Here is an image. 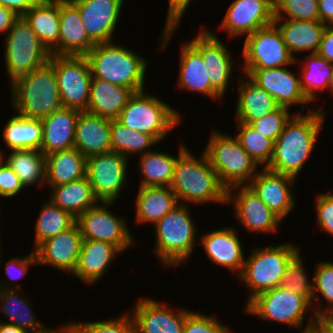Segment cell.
Wrapping results in <instances>:
<instances>
[{"mask_svg": "<svg viewBox=\"0 0 333 333\" xmlns=\"http://www.w3.org/2000/svg\"><path fill=\"white\" fill-rule=\"evenodd\" d=\"M324 117L322 110L293 113L274 142L273 157L266 168L296 178L314 149Z\"/></svg>", "mask_w": 333, "mask_h": 333, "instance_id": "6da1fadb", "label": "cell"}, {"mask_svg": "<svg viewBox=\"0 0 333 333\" xmlns=\"http://www.w3.org/2000/svg\"><path fill=\"white\" fill-rule=\"evenodd\" d=\"M200 159V160H199ZM197 159L184 145L180 146L170 188L178 202L196 204L227 203V189L209 164L205 153Z\"/></svg>", "mask_w": 333, "mask_h": 333, "instance_id": "7a4b0ae2", "label": "cell"}, {"mask_svg": "<svg viewBox=\"0 0 333 333\" xmlns=\"http://www.w3.org/2000/svg\"><path fill=\"white\" fill-rule=\"evenodd\" d=\"M118 45L98 43L89 51L86 57L92 77L126 87L133 93L144 90L148 61Z\"/></svg>", "mask_w": 333, "mask_h": 333, "instance_id": "3957f363", "label": "cell"}, {"mask_svg": "<svg viewBox=\"0 0 333 333\" xmlns=\"http://www.w3.org/2000/svg\"><path fill=\"white\" fill-rule=\"evenodd\" d=\"M10 88L13 108L23 117L43 119L62 108L56 74L49 61Z\"/></svg>", "mask_w": 333, "mask_h": 333, "instance_id": "277c9868", "label": "cell"}, {"mask_svg": "<svg viewBox=\"0 0 333 333\" xmlns=\"http://www.w3.org/2000/svg\"><path fill=\"white\" fill-rule=\"evenodd\" d=\"M299 251L293 243L256 247L252 251L238 276L250 290L247 304L257 295L281 285L287 264Z\"/></svg>", "mask_w": 333, "mask_h": 333, "instance_id": "5b68a950", "label": "cell"}, {"mask_svg": "<svg viewBox=\"0 0 333 333\" xmlns=\"http://www.w3.org/2000/svg\"><path fill=\"white\" fill-rule=\"evenodd\" d=\"M179 203L155 225L156 245L154 251L163 265H179L194 250L196 227L190 218L187 205Z\"/></svg>", "mask_w": 333, "mask_h": 333, "instance_id": "8992f818", "label": "cell"}, {"mask_svg": "<svg viewBox=\"0 0 333 333\" xmlns=\"http://www.w3.org/2000/svg\"><path fill=\"white\" fill-rule=\"evenodd\" d=\"M209 164L216 171L226 189L246 185L253 179L258 163L246 152L235 136L213 132L204 151Z\"/></svg>", "mask_w": 333, "mask_h": 333, "instance_id": "52a82bcc", "label": "cell"}, {"mask_svg": "<svg viewBox=\"0 0 333 333\" xmlns=\"http://www.w3.org/2000/svg\"><path fill=\"white\" fill-rule=\"evenodd\" d=\"M180 115L173 107L145 90L134 92L116 119L129 129L152 136L157 142L166 137L180 123Z\"/></svg>", "mask_w": 333, "mask_h": 333, "instance_id": "ba28073f", "label": "cell"}, {"mask_svg": "<svg viewBox=\"0 0 333 333\" xmlns=\"http://www.w3.org/2000/svg\"><path fill=\"white\" fill-rule=\"evenodd\" d=\"M5 47V66L11 87L46 64L51 55L23 16L14 21L6 34Z\"/></svg>", "mask_w": 333, "mask_h": 333, "instance_id": "9c48e42d", "label": "cell"}, {"mask_svg": "<svg viewBox=\"0 0 333 333\" xmlns=\"http://www.w3.org/2000/svg\"><path fill=\"white\" fill-rule=\"evenodd\" d=\"M62 107L87 111L90 97L91 69L86 56L50 55Z\"/></svg>", "mask_w": 333, "mask_h": 333, "instance_id": "30bf717a", "label": "cell"}, {"mask_svg": "<svg viewBox=\"0 0 333 333\" xmlns=\"http://www.w3.org/2000/svg\"><path fill=\"white\" fill-rule=\"evenodd\" d=\"M308 307L313 309L306 298L279 286L257 295L246 305L244 312L257 315L265 321L302 328Z\"/></svg>", "mask_w": 333, "mask_h": 333, "instance_id": "8fae6325", "label": "cell"}, {"mask_svg": "<svg viewBox=\"0 0 333 333\" xmlns=\"http://www.w3.org/2000/svg\"><path fill=\"white\" fill-rule=\"evenodd\" d=\"M243 69L280 68L295 63L282 34L273 22L246 36Z\"/></svg>", "mask_w": 333, "mask_h": 333, "instance_id": "7c38bea8", "label": "cell"}, {"mask_svg": "<svg viewBox=\"0 0 333 333\" xmlns=\"http://www.w3.org/2000/svg\"><path fill=\"white\" fill-rule=\"evenodd\" d=\"M127 161V157L115 151L87 158L86 177L100 202H115L120 196L126 183Z\"/></svg>", "mask_w": 333, "mask_h": 333, "instance_id": "4fadbf2b", "label": "cell"}, {"mask_svg": "<svg viewBox=\"0 0 333 333\" xmlns=\"http://www.w3.org/2000/svg\"><path fill=\"white\" fill-rule=\"evenodd\" d=\"M99 203H102L101 205ZM76 218L83 240H99L115 245L121 252L133 245L124 218H118L108 209L114 202H99Z\"/></svg>", "mask_w": 333, "mask_h": 333, "instance_id": "5bb4252c", "label": "cell"}, {"mask_svg": "<svg viewBox=\"0 0 333 333\" xmlns=\"http://www.w3.org/2000/svg\"><path fill=\"white\" fill-rule=\"evenodd\" d=\"M243 71L245 76L269 93L279 106L290 108V105L302 104L303 111L304 106L310 102L301 88L300 79L284 67Z\"/></svg>", "mask_w": 333, "mask_h": 333, "instance_id": "9a60e30c", "label": "cell"}, {"mask_svg": "<svg viewBox=\"0 0 333 333\" xmlns=\"http://www.w3.org/2000/svg\"><path fill=\"white\" fill-rule=\"evenodd\" d=\"M274 21V0H234L221 23L230 37L255 32Z\"/></svg>", "mask_w": 333, "mask_h": 333, "instance_id": "2e32d148", "label": "cell"}, {"mask_svg": "<svg viewBox=\"0 0 333 333\" xmlns=\"http://www.w3.org/2000/svg\"><path fill=\"white\" fill-rule=\"evenodd\" d=\"M189 43L201 54L211 87L223 97L234 64L227 47L208 30L199 32Z\"/></svg>", "mask_w": 333, "mask_h": 333, "instance_id": "e0dca14e", "label": "cell"}, {"mask_svg": "<svg viewBox=\"0 0 333 333\" xmlns=\"http://www.w3.org/2000/svg\"><path fill=\"white\" fill-rule=\"evenodd\" d=\"M82 235L77 223L52 236L35 247L38 264L54 266L63 272L73 273L79 258Z\"/></svg>", "mask_w": 333, "mask_h": 333, "instance_id": "ac0fdd59", "label": "cell"}, {"mask_svg": "<svg viewBox=\"0 0 333 333\" xmlns=\"http://www.w3.org/2000/svg\"><path fill=\"white\" fill-rule=\"evenodd\" d=\"M239 193L234 195L232 190ZM234 203L235 216L246 229L254 232L276 233L281 219L276 216L251 190L248 185H238L227 189V204Z\"/></svg>", "mask_w": 333, "mask_h": 333, "instance_id": "d6986e66", "label": "cell"}, {"mask_svg": "<svg viewBox=\"0 0 333 333\" xmlns=\"http://www.w3.org/2000/svg\"><path fill=\"white\" fill-rule=\"evenodd\" d=\"M124 0H82L74 4L88 37L95 43L113 42V34Z\"/></svg>", "mask_w": 333, "mask_h": 333, "instance_id": "ffe728a7", "label": "cell"}, {"mask_svg": "<svg viewBox=\"0 0 333 333\" xmlns=\"http://www.w3.org/2000/svg\"><path fill=\"white\" fill-rule=\"evenodd\" d=\"M295 178L263 168L247 185L281 220L293 210L295 198L290 186Z\"/></svg>", "mask_w": 333, "mask_h": 333, "instance_id": "44dd1931", "label": "cell"}, {"mask_svg": "<svg viewBox=\"0 0 333 333\" xmlns=\"http://www.w3.org/2000/svg\"><path fill=\"white\" fill-rule=\"evenodd\" d=\"M133 312L136 333H183L185 319L191 313L173 311L150 297L140 299Z\"/></svg>", "mask_w": 333, "mask_h": 333, "instance_id": "7402d4cb", "label": "cell"}, {"mask_svg": "<svg viewBox=\"0 0 333 333\" xmlns=\"http://www.w3.org/2000/svg\"><path fill=\"white\" fill-rule=\"evenodd\" d=\"M201 237V243L210 261L233 270L238 277L243 270L245 259L237 231L233 228L216 229Z\"/></svg>", "mask_w": 333, "mask_h": 333, "instance_id": "603a6c76", "label": "cell"}, {"mask_svg": "<svg viewBox=\"0 0 333 333\" xmlns=\"http://www.w3.org/2000/svg\"><path fill=\"white\" fill-rule=\"evenodd\" d=\"M79 113L77 110L62 107L41 119L43 136L40 151L45 156L74 148Z\"/></svg>", "mask_w": 333, "mask_h": 333, "instance_id": "cb8c5ba5", "label": "cell"}, {"mask_svg": "<svg viewBox=\"0 0 333 333\" xmlns=\"http://www.w3.org/2000/svg\"><path fill=\"white\" fill-rule=\"evenodd\" d=\"M95 43L88 37L78 7L60 0L59 55L86 56Z\"/></svg>", "mask_w": 333, "mask_h": 333, "instance_id": "d4e9b609", "label": "cell"}, {"mask_svg": "<svg viewBox=\"0 0 333 333\" xmlns=\"http://www.w3.org/2000/svg\"><path fill=\"white\" fill-rule=\"evenodd\" d=\"M111 119L83 111L79 113L74 139L76 148L84 157L111 151Z\"/></svg>", "mask_w": 333, "mask_h": 333, "instance_id": "484cf974", "label": "cell"}, {"mask_svg": "<svg viewBox=\"0 0 333 333\" xmlns=\"http://www.w3.org/2000/svg\"><path fill=\"white\" fill-rule=\"evenodd\" d=\"M23 17L46 49L59 55L60 0H39Z\"/></svg>", "mask_w": 333, "mask_h": 333, "instance_id": "4316f807", "label": "cell"}, {"mask_svg": "<svg viewBox=\"0 0 333 333\" xmlns=\"http://www.w3.org/2000/svg\"><path fill=\"white\" fill-rule=\"evenodd\" d=\"M113 244L99 240H83L78 263L73 272L83 283H96L109 268L117 253Z\"/></svg>", "mask_w": 333, "mask_h": 333, "instance_id": "83f0119b", "label": "cell"}, {"mask_svg": "<svg viewBox=\"0 0 333 333\" xmlns=\"http://www.w3.org/2000/svg\"><path fill=\"white\" fill-rule=\"evenodd\" d=\"M132 94L126 87L92 77L87 112L116 120Z\"/></svg>", "mask_w": 333, "mask_h": 333, "instance_id": "f1b7e54d", "label": "cell"}, {"mask_svg": "<svg viewBox=\"0 0 333 333\" xmlns=\"http://www.w3.org/2000/svg\"><path fill=\"white\" fill-rule=\"evenodd\" d=\"M283 20V21H282ZM283 23H282V22ZM291 56L293 52L311 50L310 54H317L324 30L327 25L320 21H301L294 19H274ZM281 22V25L279 24Z\"/></svg>", "mask_w": 333, "mask_h": 333, "instance_id": "f546056e", "label": "cell"}, {"mask_svg": "<svg viewBox=\"0 0 333 333\" xmlns=\"http://www.w3.org/2000/svg\"><path fill=\"white\" fill-rule=\"evenodd\" d=\"M246 77L239 82L238 104L235 109L237 123L250 124L272 113L279 105L269 93Z\"/></svg>", "mask_w": 333, "mask_h": 333, "instance_id": "4dcf8cb0", "label": "cell"}, {"mask_svg": "<svg viewBox=\"0 0 333 333\" xmlns=\"http://www.w3.org/2000/svg\"><path fill=\"white\" fill-rule=\"evenodd\" d=\"M178 85L182 89L205 94L213 99L222 98L210 85L201 54L189 43L182 46Z\"/></svg>", "mask_w": 333, "mask_h": 333, "instance_id": "1f68e13d", "label": "cell"}, {"mask_svg": "<svg viewBox=\"0 0 333 333\" xmlns=\"http://www.w3.org/2000/svg\"><path fill=\"white\" fill-rule=\"evenodd\" d=\"M46 157V182L51 187L86 177V161L76 148L58 151Z\"/></svg>", "mask_w": 333, "mask_h": 333, "instance_id": "d6a6232c", "label": "cell"}, {"mask_svg": "<svg viewBox=\"0 0 333 333\" xmlns=\"http://www.w3.org/2000/svg\"><path fill=\"white\" fill-rule=\"evenodd\" d=\"M178 204L170 187H140L136 198V222L155 225Z\"/></svg>", "mask_w": 333, "mask_h": 333, "instance_id": "836d02e7", "label": "cell"}, {"mask_svg": "<svg viewBox=\"0 0 333 333\" xmlns=\"http://www.w3.org/2000/svg\"><path fill=\"white\" fill-rule=\"evenodd\" d=\"M51 188L53 193L50 200L75 218L100 202L87 177Z\"/></svg>", "mask_w": 333, "mask_h": 333, "instance_id": "e575fe53", "label": "cell"}, {"mask_svg": "<svg viewBox=\"0 0 333 333\" xmlns=\"http://www.w3.org/2000/svg\"><path fill=\"white\" fill-rule=\"evenodd\" d=\"M42 136L41 119L23 117L19 114L8 119L3 130V141L11 150H40Z\"/></svg>", "mask_w": 333, "mask_h": 333, "instance_id": "d590c367", "label": "cell"}, {"mask_svg": "<svg viewBox=\"0 0 333 333\" xmlns=\"http://www.w3.org/2000/svg\"><path fill=\"white\" fill-rule=\"evenodd\" d=\"M5 158V163L15 172L24 187L46 182V157L40 150H12Z\"/></svg>", "mask_w": 333, "mask_h": 333, "instance_id": "8d00e7d4", "label": "cell"}, {"mask_svg": "<svg viewBox=\"0 0 333 333\" xmlns=\"http://www.w3.org/2000/svg\"><path fill=\"white\" fill-rule=\"evenodd\" d=\"M177 157L150 151L140 154V171L144 178L140 187H170Z\"/></svg>", "mask_w": 333, "mask_h": 333, "instance_id": "74e56055", "label": "cell"}, {"mask_svg": "<svg viewBox=\"0 0 333 333\" xmlns=\"http://www.w3.org/2000/svg\"><path fill=\"white\" fill-rule=\"evenodd\" d=\"M16 287L0 286V308L2 312L9 318L11 324H15L19 328L27 332L37 331L44 327L30 309L26 299H22L15 290Z\"/></svg>", "mask_w": 333, "mask_h": 333, "instance_id": "f35d334b", "label": "cell"}, {"mask_svg": "<svg viewBox=\"0 0 333 333\" xmlns=\"http://www.w3.org/2000/svg\"><path fill=\"white\" fill-rule=\"evenodd\" d=\"M307 62L301 65V88L311 102L316 99V91L329 88L333 77V63L318 54H310ZM304 65V66H303Z\"/></svg>", "mask_w": 333, "mask_h": 333, "instance_id": "ab89813d", "label": "cell"}, {"mask_svg": "<svg viewBox=\"0 0 333 333\" xmlns=\"http://www.w3.org/2000/svg\"><path fill=\"white\" fill-rule=\"evenodd\" d=\"M76 218L51 200L42 207L35 225V246L73 226Z\"/></svg>", "mask_w": 333, "mask_h": 333, "instance_id": "60d3db41", "label": "cell"}, {"mask_svg": "<svg viewBox=\"0 0 333 333\" xmlns=\"http://www.w3.org/2000/svg\"><path fill=\"white\" fill-rule=\"evenodd\" d=\"M156 143L158 142L152 136L129 129L120 124L117 120H111V151H115L128 158L131 154L138 152L144 154L148 152L149 147Z\"/></svg>", "mask_w": 333, "mask_h": 333, "instance_id": "b9f144b4", "label": "cell"}, {"mask_svg": "<svg viewBox=\"0 0 333 333\" xmlns=\"http://www.w3.org/2000/svg\"><path fill=\"white\" fill-rule=\"evenodd\" d=\"M238 134L236 135L241 146L260 165L266 168L273 157L274 142L266 138L249 124L237 123Z\"/></svg>", "mask_w": 333, "mask_h": 333, "instance_id": "7bdbcfd3", "label": "cell"}, {"mask_svg": "<svg viewBox=\"0 0 333 333\" xmlns=\"http://www.w3.org/2000/svg\"><path fill=\"white\" fill-rule=\"evenodd\" d=\"M315 274L312 278L313 280V300L319 299L317 292L322 294V297L327 301L330 307H327L322 311V309L313 306V316L317 318L318 321H324L331 313H333V262H321L316 265Z\"/></svg>", "mask_w": 333, "mask_h": 333, "instance_id": "ee69618b", "label": "cell"}, {"mask_svg": "<svg viewBox=\"0 0 333 333\" xmlns=\"http://www.w3.org/2000/svg\"><path fill=\"white\" fill-rule=\"evenodd\" d=\"M298 252L287 264L281 282V287L293 291L294 293L306 298L311 304L313 302V282L309 283L302 257Z\"/></svg>", "mask_w": 333, "mask_h": 333, "instance_id": "f6af8a7d", "label": "cell"}, {"mask_svg": "<svg viewBox=\"0 0 333 333\" xmlns=\"http://www.w3.org/2000/svg\"><path fill=\"white\" fill-rule=\"evenodd\" d=\"M285 18L319 21L318 0H274V19Z\"/></svg>", "mask_w": 333, "mask_h": 333, "instance_id": "bcb514c9", "label": "cell"}, {"mask_svg": "<svg viewBox=\"0 0 333 333\" xmlns=\"http://www.w3.org/2000/svg\"><path fill=\"white\" fill-rule=\"evenodd\" d=\"M290 114L289 108L279 106L272 113L252 121L249 125L266 138L275 142L278 136L282 133L285 124L293 116Z\"/></svg>", "mask_w": 333, "mask_h": 333, "instance_id": "7dc6e473", "label": "cell"}, {"mask_svg": "<svg viewBox=\"0 0 333 333\" xmlns=\"http://www.w3.org/2000/svg\"><path fill=\"white\" fill-rule=\"evenodd\" d=\"M80 323L88 333H136L134 320L128 313L115 320Z\"/></svg>", "mask_w": 333, "mask_h": 333, "instance_id": "c3c4849f", "label": "cell"}, {"mask_svg": "<svg viewBox=\"0 0 333 333\" xmlns=\"http://www.w3.org/2000/svg\"><path fill=\"white\" fill-rule=\"evenodd\" d=\"M183 333H230V331L213 316L191 312L185 319Z\"/></svg>", "mask_w": 333, "mask_h": 333, "instance_id": "681fc988", "label": "cell"}, {"mask_svg": "<svg viewBox=\"0 0 333 333\" xmlns=\"http://www.w3.org/2000/svg\"><path fill=\"white\" fill-rule=\"evenodd\" d=\"M192 0H168V16H167V23L165 25V28L163 30L162 34V41H161V47L164 49L167 44L168 40L171 37V34H173L176 27L179 25L181 18L183 17V13L187 9L188 5L190 4Z\"/></svg>", "mask_w": 333, "mask_h": 333, "instance_id": "f907efd6", "label": "cell"}, {"mask_svg": "<svg viewBox=\"0 0 333 333\" xmlns=\"http://www.w3.org/2000/svg\"><path fill=\"white\" fill-rule=\"evenodd\" d=\"M316 198L317 223L321 230L333 236V194L323 193Z\"/></svg>", "mask_w": 333, "mask_h": 333, "instance_id": "816d5d0a", "label": "cell"}, {"mask_svg": "<svg viewBox=\"0 0 333 333\" xmlns=\"http://www.w3.org/2000/svg\"><path fill=\"white\" fill-rule=\"evenodd\" d=\"M3 156L0 153V195L4 197H13L23 188L18 176L15 172L3 162Z\"/></svg>", "mask_w": 333, "mask_h": 333, "instance_id": "f5cc1de1", "label": "cell"}, {"mask_svg": "<svg viewBox=\"0 0 333 333\" xmlns=\"http://www.w3.org/2000/svg\"><path fill=\"white\" fill-rule=\"evenodd\" d=\"M34 264L38 265V262H37L36 254H35V252L33 250L32 252H30V254L28 255V257L26 256L25 258L23 257V258H20V259L18 257L17 258H11L10 261L7 262V264L5 265V271H6L5 275L11 281L12 280L15 281L17 278L18 279H22L27 274L28 267L30 265H34ZM14 273L15 274L18 273V274L15 275Z\"/></svg>", "mask_w": 333, "mask_h": 333, "instance_id": "db71d44e", "label": "cell"}, {"mask_svg": "<svg viewBox=\"0 0 333 333\" xmlns=\"http://www.w3.org/2000/svg\"><path fill=\"white\" fill-rule=\"evenodd\" d=\"M317 54L333 63V25H327Z\"/></svg>", "mask_w": 333, "mask_h": 333, "instance_id": "11a10c76", "label": "cell"}, {"mask_svg": "<svg viewBox=\"0 0 333 333\" xmlns=\"http://www.w3.org/2000/svg\"><path fill=\"white\" fill-rule=\"evenodd\" d=\"M39 0H0V5L14 11L18 16H23Z\"/></svg>", "mask_w": 333, "mask_h": 333, "instance_id": "9f6ffc18", "label": "cell"}, {"mask_svg": "<svg viewBox=\"0 0 333 333\" xmlns=\"http://www.w3.org/2000/svg\"><path fill=\"white\" fill-rule=\"evenodd\" d=\"M18 17L14 11L0 5V33H7Z\"/></svg>", "mask_w": 333, "mask_h": 333, "instance_id": "6f0895ef", "label": "cell"}, {"mask_svg": "<svg viewBox=\"0 0 333 333\" xmlns=\"http://www.w3.org/2000/svg\"><path fill=\"white\" fill-rule=\"evenodd\" d=\"M319 21L325 25H333V0H318Z\"/></svg>", "mask_w": 333, "mask_h": 333, "instance_id": "680465c9", "label": "cell"}, {"mask_svg": "<svg viewBox=\"0 0 333 333\" xmlns=\"http://www.w3.org/2000/svg\"><path fill=\"white\" fill-rule=\"evenodd\" d=\"M57 333H88V331L80 322H73L66 324V326H60V328L57 329Z\"/></svg>", "mask_w": 333, "mask_h": 333, "instance_id": "91938a15", "label": "cell"}, {"mask_svg": "<svg viewBox=\"0 0 333 333\" xmlns=\"http://www.w3.org/2000/svg\"><path fill=\"white\" fill-rule=\"evenodd\" d=\"M0 333H28V332L22 328H19L15 324L0 322Z\"/></svg>", "mask_w": 333, "mask_h": 333, "instance_id": "94428289", "label": "cell"}, {"mask_svg": "<svg viewBox=\"0 0 333 333\" xmlns=\"http://www.w3.org/2000/svg\"><path fill=\"white\" fill-rule=\"evenodd\" d=\"M312 333H333V328L330 327L325 321H318L314 326Z\"/></svg>", "mask_w": 333, "mask_h": 333, "instance_id": "6125c7cd", "label": "cell"}, {"mask_svg": "<svg viewBox=\"0 0 333 333\" xmlns=\"http://www.w3.org/2000/svg\"><path fill=\"white\" fill-rule=\"evenodd\" d=\"M318 323V320L316 317H312L310 321L306 324L305 329L301 333H312L311 331L313 330L314 326Z\"/></svg>", "mask_w": 333, "mask_h": 333, "instance_id": "be15d7a7", "label": "cell"}, {"mask_svg": "<svg viewBox=\"0 0 333 333\" xmlns=\"http://www.w3.org/2000/svg\"><path fill=\"white\" fill-rule=\"evenodd\" d=\"M28 333H57V330H52V329H49L47 327H43L42 329L40 330H37V331H29Z\"/></svg>", "mask_w": 333, "mask_h": 333, "instance_id": "e7e4bbea", "label": "cell"}, {"mask_svg": "<svg viewBox=\"0 0 333 333\" xmlns=\"http://www.w3.org/2000/svg\"><path fill=\"white\" fill-rule=\"evenodd\" d=\"M324 321L333 328V313H331Z\"/></svg>", "mask_w": 333, "mask_h": 333, "instance_id": "03108f58", "label": "cell"}, {"mask_svg": "<svg viewBox=\"0 0 333 333\" xmlns=\"http://www.w3.org/2000/svg\"><path fill=\"white\" fill-rule=\"evenodd\" d=\"M329 89L332 91V94H333V77L331 79Z\"/></svg>", "mask_w": 333, "mask_h": 333, "instance_id": "003e7915", "label": "cell"}, {"mask_svg": "<svg viewBox=\"0 0 333 333\" xmlns=\"http://www.w3.org/2000/svg\"><path fill=\"white\" fill-rule=\"evenodd\" d=\"M68 1L71 2V3H75V2L82 1V0H68Z\"/></svg>", "mask_w": 333, "mask_h": 333, "instance_id": "a7ac6f4b", "label": "cell"}]
</instances>
